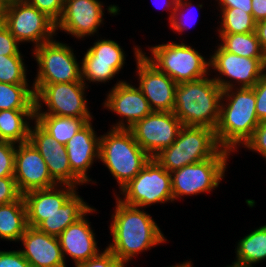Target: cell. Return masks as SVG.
Masks as SVG:
<instances>
[{"label":"cell","mask_w":266,"mask_h":267,"mask_svg":"<svg viewBox=\"0 0 266 267\" xmlns=\"http://www.w3.org/2000/svg\"><path fill=\"white\" fill-rule=\"evenodd\" d=\"M115 212L109 225L112 243L106 246L122 263L127 265L134 257L150 250L167 239L156 221L144 209L129 206L116 197Z\"/></svg>","instance_id":"6da1fadb"},{"label":"cell","mask_w":266,"mask_h":267,"mask_svg":"<svg viewBox=\"0 0 266 267\" xmlns=\"http://www.w3.org/2000/svg\"><path fill=\"white\" fill-rule=\"evenodd\" d=\"M259 123L253 88L222 91L220 118L215 129V136L222 149L232 153L240 145L244 146Z\"/></svg>","instance_id":"7a4b0ae2"},{"label":"cell","mask_w":266,"mask_h":267,"mask_svg":"<svg viewBox=\"0 0 266 267\" xmlns=\"http://www.w3.org/2000/svg\"><path fill=\"white\" fill-rule=\"evenodd\" d=\"M222 89L213 77L177 84L173 113L183 126L216 129L220 118Z\"/></svg>","instance_id":"3957f363"},{"label":"cell","mask_w":266,"mask_h":267,"mask_svg":"<svg viewBox=\"0 0 266 267\" xmlns=\"http://www.w3.org/2000/svg\"><path fill=\"white\" fill-rule=\"evenodd\" d=\"M100 137L99 160L108 168L121 189L150 161L129 129L110 128Z\"/></svg>","instance_id":"277c9868"},{"label":"cell","mask_w":266,"mask_h":267,"mask_svg":"<svg viewBox=\"0 0 266 267\" xmlns=\"http://www.w3.org/2000/svg\"><path fill=\"white\" fill-rule=\"evenodd\" d=\"M221 149L215 130L183 126L174 143L153 158L168 172L212 158Z\"/></svg>","instance_id":"5b68a950"},{"label":"cell","mask_w":266,"mask_h":267,"mask_svg":"<svg viewBox=\"0 0 266 267\" xmlns=\"http://www.w3.org/2000/svg\"><path fill=\"white\" fill-rule=\"evenodd\" d=\"M151 56L142 54L159 71L172 78L177 84L195 81L209 76V59L197 50L183 43L167 42L148 47ZM209 72V73H208Z\"/></svg>","instance_id":"8992f818"},{"label":"cell","mask_w":266,"mask_h":267,"mask_svg":"<svg viewBox=\"0 0 266 267\" xmlns=\"http://www.w3.org/2000/svg\"><path fill=\"white\" fill-rule=\"evenodd\" d=\"M121 202L126 205L145 208L153 204L173 202L171 173L154 158L124 187L120 189Z\"/></svg>","instance_id":"52a82bcc"},{"label":"cell","mask_w":266,"mask_h":267,"mask_svg":"<svg viewBox=\"0 0 266 267\" xmlns=\"http://www.w3.org/2000/svg\"><path fill=\"white\" fill-rule=\"evenodd\" d=\"M230 151L220 149L212 158L171 172L173 200L215 190L225 177Z\"/></svg>","instance_id":"ba28073f"},{"label":"cell","mask_w":266,"mask_h":267,"mask_svg":"<svg viewBox=\"0 0 266 267\" xmlns=\"http://www.w3.org/2000/svg\"><path fill=\"white\" fill-rule=\"evenodd\" d=\"M32 87L35 92V114L93 118L85 97V88L88 89V85L83 81L33 84ZM43 103L48 108L46 111L42 109Z\"/></svg>","instance_id":"9c48e42d"},{"label":"cell","mask_w":266,"mask_h":267,"mask_svg":"<svg viewBox=\"0 0 266 267\" xmlns=\"http://www.w3.org/2000/svg\"><path fill=\"white\" fill-rule=\"evenodd\" d=\"M74 49L53 39L33 49L38 73L33 84L69 83L81 80V63Z\"/></svg>","instance_id":"30bf717a"},{"label":"cell","mask_w":266,"mask_h":267,"mask_svg":"<svg viewBox=\"0 0 266 267\" xmlns=\"http://www.w3.org/2000/svg\"><path fill=\"white\" fill-rule=\"evenodd\" d=\"M2 22L19 43L32 42L34 48L56 35V24L26 1L4 7Z\"/></svg>","instance_id":"8fae6325"},{"label":"cell","mask_w":266,"mask_h":267,"mask_svg":"<svg viewBox=\"0 0 266 267\" xmlns=\"http://www.w3.org/2000/svg\"><path fill=\"white\" fill-rule=\"evenodd\" d=\"M215 48L217 49L210 55L209 65L214 72L219 73L213 79L222 91L236 86L252 88L266 70V59L242 57L225 51L220 45Z\"/></svg>","instance_id":"7c38bea8"},{"label":"cell","mask_w":266,"mask_h":267,"mask_svg":"<svg viewBox=\"0 0 266 267\" xmlns=\"http://www.w3.org/2000/svg\"><path fill=\"white\" fill-rule=\"evenodd\" d=\"M182 127L173 112L152 111L129 130L139 146L153 158L174 143Z\"/></svg>","instance_id":"4fadbf2b"},{"label":"cell","mask_w":266,"mask_h":267,"mask_svg":"<svg viewBox=\"0 0 266 267\" xmlns=\"http://www.w3.org/2000/svg\"><path fill=\"white\" fill-rule=\"evenodd\" d=\"M136 74L139 88L148 100L152 111L173 112L177 83L165 73L159 71L142 54V50L135 46Z\"/></svg>","instance_id":"5bb4252c"},{"label":"cell","mask_w":266,"mask_h":267,"mask_svg":"<svg viewBox=\"0 0 266 267\" xmlns=\"http://www.w3.org/2000/svg\"><path fill=\"white\" fill-rule=\"evenodd\" d=\"M87 49L81 63V80L89 83L109 82L125 64V52L114 40L99 39ZM109 80V81H108Z\"/></svg>","instance_id":"9a60e30c"},{"label":"cell","mask_w":266,"mask_h":267,"mask_svg":"<svg viewBox=\"0 0 266 267\" xmlns=\"http://www.w3.org/2000/svg\"><path fill=\"white\" fill-rule=\"evenodd\" d=\"M103 107L122 118L112 125L114 129H129L152 112L140 88L121 80L111 88Z\"/></svg>","instance_id":"2e32d148"},{"label":"cell","mask_w":266,"mask_h":267,"mask_svg":"<svg viewBox=\"0 0 266 267\" xmlns=\"http://www.w3.org/2000/svg\"><path fill=\"white\" fill-rule=\"evenodd\" d=\"M14 179L22 195L57 185L43 157L30 141L16 145Z\"/></svg>","instance_id":"e0dca14e"},{"label":"cell","mask_w":266,"mask_h":267,"mask_svg":"<svg viewBox=\"0 0 266 267\" xmlns=\"http://www.w3.org/2000/svg\"><path fill=\"white\" fill-rule=\"evenodd\" d=\"M103 7L100 0H65L62 16L56 23V32L60 29L82 40L92 37L103 24Z\"/></svg>","instance_id":"ac0fdd59"},{"label":"cell","mask_w":266,"mask_h":267,"mask_svg":"<svg viewBox=\"0 0 266 267\" xmlns=\"http://www.w3.org/2000/svg\"><path fill=\"white\" fill-rule=\"evenodd\" d=\"M29 141L43 157L50 176L57 184L77 187L84 183L71 171L66 145L58 143L44 131L35 121L30 127Z\"/></svg>","instance_id":"d6986e66"},{"label":"cell","mask_w":266,"mask_h":267,"mask_svg":"<svg viewBox=\"0 0 266 267\" xmlns=\"http://www.w3.org/2000/svg\"><path fill=\"white\" fill-rule=\"evenodd\" d=\"M19 241L24 246L20 252L32 267H66L57 236L28 226Z\"/></svg>","instance_id":"ffe728a7"},{"label":"cell","mask_w":266,"mask_h":267,"mask_svg":"<svg viewBox=\"0 0 266 267\" xmlns=\"http://www.w3.org/2000/svg\"><path fill=\"white\" fill-rule=\"evenodd\" d=\"M96 212L91 208L77 221L69 225L59 236L58 240L65 255L70 256L74 260V265L89 260L100 253L99 247L95 239V233L90 225L91 222L86 218L87 214Z\"/></svg>","instance_id":"44dd1931"},{"label":"cell","mask_w":266,"mask_h":267,"mask_svg":"<svg viewBox=\"0 0 266 267\" xmlns=\"http://www.w3.org/2000/svg\"><path fill=\"white\" fill-rule=\"evenodd\" d=\"M89 121L67 142L66 150L71 171L84 183L92 179L87 175L93 161L99 160L100 137Z\"/></svg>","instance_id":"7402d4cb"},{"label":"cell","mask_w":266,"mask_h":267,"mask_svg":"<svg viewBox=\"0 0 266 267\" xmlns=\"http://www.w3.org/2000/svg\"><path fill=\"white\" fill-rule=\"evenodd\" d=\"M59 188V189H58ZM67 184H57L46 189H38L23 195L27 209V224L36 228L48 216L53 215L77 190Z\"/></svg>","instance_id":"603a6c76"},{"label":"cell","mask_w":266,"mask_h":267,"mask_svg":"<svg viewBox=\"0 0 266 267\" xmlns=\"http://www.w3.org/2000/svg\"><path fill=\"white\" fill-rule=\"evenodd\" d=\"M77 193L75 191L57 212L48 216L36 228L58 237L69 225L82 217L91 207Z\"/></svg>","instance_id":"cb8c5ba5"},{"label":"cell","mask_w":266,"mask_h":267,"mask_svg":"<svg viewBox=\"0 0 266 267\" xmlns=\"http://www.w3.org/2000/svg\"><path fill=\"white\" fill-rule=\"evenodd\" d=\"M31 120H35V110H0V141L28 142Z\"/></svg>","instance_id":"d4e9b609"},{"label":"cell","mask_w":266,"mask_h":267,"mask_svg":"<svg viewBox=\"0 0 266 267\" xmlns=\"http://www.w3.org/2000/svg\"><path fill=\"white\" fill-rule=\"evenodd\" d=\"M28 227L23 195L16 201L0 205V238L19 242Z\"/></svg>","instance_id":"484cf974"},{"label":"cell","mask_w":266,"mask_h":267,"mask_svg":"<svg viewBox=\"0 0 266 267\" xmlns=\"http://www.w3.org/2000/svg\"><path fill=\"white\" fill-rule=\"evenodd\" d=\"M93 118H74L51 114H35V122L58 143L67 142Z\"/></svg>","instance_id":"4316f807"},{"label":"cell","mask_w":266,"mask_h":267,"mask_svg":"<svg viewBox=\"0 0 266 267\" xmlns=\"http://www.w3.org/2000/svg\"><path fill=\"white\" fill-rule=\"evenodd\" d=\"M238 241L234 262L253 267V264L266 260V224Z\"/></svg>","instance_id":"83f0119b"},{"label":"cell","mask_w":266,"mask_h":267,"mask_svg":"<svg viewBox=\"0 0 266 267\" xmlns=\"http://www.w3.org/2000/svg\"><path fill=\"white\" fill-rule=\"evenodd\" d=\"M218 37L221 40L219 45L225 51L246 58L266 59L255 32L219 34Z\"/></svg>","instance_id":"f1b7e54d"},{"label":"cell","mask_w":266,"mask_h":267,"mask_svg":"<svg viewBox=\"0 0 266 267\" xmlns=\"http://www.w3.org/2000/svg\"><path fill=\"white\" fill-rule=\"evenodd\" d=\"M0 110H35L33 87L0 82Z\"/></svg>","instance_id":"f546056e"},{"label":"cell","mask_w":266,"mask_h":267,"mask_svg":"<svg viewBox=\"0 0 266 267\" xmlns=\"http://www.w3.org/2000/svg\"><path fill=\"white\" fill-rule=\"evenodd\" d=\"M221 22L218 34L252 33L256 22L252 10H237V8H220Z\"/></svg>","instance_id":"4dcf8cb0"},{"label":"cell","mask_w":266,"mask_h":267,"mask_svg":"<svg viewBox=\"0 0 266 267\" xmlns=\"http://www.w3.org/2000/svg\"><path fill=\"white\" fill-rule=\"evenodd\" d=\"M22 55H0V82L8 84H29L26 65Z\"/></svg>","instance_id":"1f68e13d"},{"label":"cell","mask_w":266,"mask_h":267,"mask_svg":"<svg viewBox=\"0 0 266 267\" xmlns=\"http://www.w3.org/2000/svg\"><path fill=\"white\" fill-rule=\"evenodd\" d=\"M16 144L0 141V178L14 177Z\"/></svg>","instance_id":"d6a6232c"},{"label":"cell","mask_w":266,"mask_h":267,"mask_svg":"<svg viewBox=\"0 0 266 267\" xmlns=\"http://www.w3.org/2000/svg\"><path fill=\"white\" fill-rule=\"evenodd\" d=\"M49 17L55 24L60 20L65 0H25Z\"/></svg>","instance_id":"836d02e7"},{"label":"cell","mask_w":266,"mask_h":267,"mask_svg":"<svg viewBox=\"0 0 266 267\" xmlns=\"http://www.w3.org/2000/svg\"><path fill=\"white\" fill-rule=\"evenodd\" d=\"M122 263L107 247L101 251L95 257L90 258L87 261L78 263L75 267H125Z\"/></svg>","instance_id":"e575fe53"},{"label":"cell","mask_w":266,"mask_h":267,"mask_svg":"<svg viewBox=\"0 0 266 267\" xmlns=\"http://www.w3.org/2000/svg\"><path fill=\"white\" fill-rule=\"evenodd\" d=\"M188 1L189 0H178V4L175 6L173 18H172V21L170 22V27L172 28L173 31H175V33L178 32L181 34V32L187 30L188 27H190V25L187 26L188 21H186V20L188 19V17L187 18L185 17V14H187V13H185L186 12L185 10H188V8H190L193 5H192V2H190V1L188 2ZM185 7H186V9H185ZM195 19L192 18V20H194V21H192L193 23L195 22ZM196 20H198V19H196ZM192 22H190V23L192 24Z\"/></svg>","instance_id":"d590c367"},{"label":"cell","mask_w":266,"mask_h":267,"mask_svg":"<svg viewBox=\"0 0 266 267\" xmlns=\"http://www.w3.org/2000/svg\"><path fill=\"white\" fill-rule=\"evenodd\" d=\"M19 45L20 43L10 33L7 26L0 22V55H22L19 51Z\"/></svg>","instance_id":"8d00e7d4"},{"label":"cell","mask_w":266,"mask_h":267,"mask_svg":"<svg viewBox=\"0 0 266 267\" xmlns=\"http://www.w3.org/2000/svg\"><path fill=\"white\" fill-rule=\"evenodd\" d=\"M252 152L255 151L266 159V122H260L255 128L252 137L243 146Z\"/></svg>","instance_id":"74e56055"},{"label":"cell","mask_w":266,"mask_h":267,"mask_svg":"<svg viewBox=\"0 0 266 267\" xmlns=\"http://www.w3.org/2000/svg\"><path fill=\"white\" fill-rule=\"evenodd\" d=\"M256 97V114L259 122H266V70L252 87Z\"/></svg>","instance_id":"f35d334b"},{"label":"cell","mask_w":266,"mask_h":267,"mask_svg":"<svg viewBox=\"0 0 266 267\" xmlns=\"http://www.w3.org/2000/svg\"><path fill=\"white\" fill-rule=\"evenodd\" d=\"M21 196L14 177L0 178V205L14 202Z\"/></svg>","instance_id":"ab89813d"},{"label":"cell","mask_w":266,"mask_h":267,"mask_svg":"<svg viewBox=\"0 0 266 267\" xmlns=\"http://www.w3.org/2000/svg\"><path fill=\"white\" fill-rule=\"evenodd\" d=\"M0 267H32L20 250L0 251Z\"/></svg>","instance_id":"60d3db41"},{"label":"cell","mask_w":266,"mask_h":267,"mask_svg":"<svg viewBox=\"0 0 266 267\" xmlns=\"http://www.w3.org/2000/svg\"><path fill=\"white\" fill-rule=\"evenodd\" d=\"M220 8H237V10H252V0H216Z\"/></svg>","instance_id":"b9f144b4"},{"label":"cell","mask_w":266,"mask_h":267,"mask_svg":"<svg viewBox=\"0 0 266 267\" xmlns=\"http://www.w3.org/2000/svg\"><path fill=\"white\" fill-rule=\"evenodd\" d=\"M252 16L256 23L266 20V0H252Z\"/></svg>","instance_id":"7bdbcfd3"},{"label":"cell","mask_w":266,"mask_h":267,"mask_svg":"<svg viewBox=\"0 0 266 267\" xmlns=\"http://www.w3.org/2000/svg\"><path fill=\"white\" fill-rule=\"evenodd\" d=\"M255 33L263 52L266 54V20L256 23Z\"/></svg>","instance_id":"ee69618b"},{"label":"cell","mask_w":266,"mask_h":267,"mask_svg":"<svg viewBox=\"0 0 266 267\" xmlns=\"http://www.w3.org/2000/svg\"><path fill=\"white\" fill-rule=\"evenodd\" d=\"M163 1L164 2L162 4H163L164 7H166L167 11L171 9L170 12H169V14H170L169 15V23H170L172 21V18H173L175 6L178 4V0H163ZM153 3L155 4V2H153ZM164 7L162 8L163 11L165 9ZM158 8H159V6H158Z\"/></svg>","instance_id":"f6af8a7d"},{"label":"cell","mask_w":266,"mask_h":267,"mask_svg":"<svg viewBox=\"0 0 266 267\" xmlns=\"http://www.w3.org/2000/svg\"><path fill=\"white\" fill-rule=\"evenodd\" d=\"M25 0H0V4L4 7L11 5V4H15V3H19Z\"/></svg>","instance_id":"bcb514c9"},{"label":"cell","mask_w":266,"mask_h":267,"mask_svg":"<svg viewBox=\"0 0 266 267\" xmlns=\"http://www.w3.org/2000/svg\"><path fill=\"white\" fill-rule=\"evenodd\" d=\"M192 261H184V262H182L181 264L179 263V264H176V265H173V266H168V267H193L192 265V263H191Z\"/></svg>","instance_id":"7dc6e473"},{"label":"cell","mask_w":266,"mask_h":267,"mask_svg":"<svg viewBox=\"0 0 266 267\" xmlns=\"http://www.w3.org/2000/svg\"><path fill=\"white\" fill-rule=\"evenodd\" d=\"M226 267H248L246 265H243V264H239V263H236V262H232V265H227Z\"/></svg>","instance_id":"c3c4849f"},{"label":"cell","mask_w":266,"mask_h":267,"mask_svg":"<svg viewBox=\"0 0 266 267\" xmlns=\"http://www.w3.org/2000/svg\"><path fill=\"white\" fill-rule=\"evenodd\" d=\"M3 6L0 4V22L3 20Z\"/></svg>","instance_id":"681fc988"}]
</instances>
